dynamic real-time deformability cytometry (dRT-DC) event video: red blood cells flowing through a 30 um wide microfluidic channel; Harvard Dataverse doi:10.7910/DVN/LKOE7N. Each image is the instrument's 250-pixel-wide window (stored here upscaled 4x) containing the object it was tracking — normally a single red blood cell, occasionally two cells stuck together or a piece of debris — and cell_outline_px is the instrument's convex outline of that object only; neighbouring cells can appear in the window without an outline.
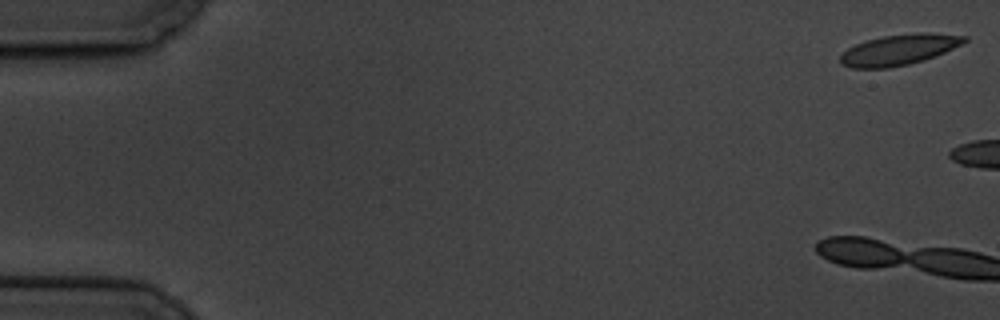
{"species": "common noctule bat (a hibernating species)", "species_latin": "Nyctalus noctula", "temperature_condition": "cold", "stored_images_in_passage": 4, "camera_frame_rate_fps": 3000, "um_per_image_px": 0.085, "animal": {"sex": "male", "body_mass_g": 19.5, "forearm_length_mm": 54.6}, "frame": {"image": 1, "passage_image": 1, "time_ms": 0.0, "image_size_px": [1000, 320], "cell_outline_px": [[968, 40], [964, 44], [924, 60], [908, 64], [888, 68], [852, 68], [840, 64], [840, 56], [848, 48], [864, 40], [884, 36], [920, 32], [932, 32], [968, 36]], "centroid_in_image_um": [76.45, 4.21], "position_along_channel_um": 8.6, "area_um2": 22.31}}